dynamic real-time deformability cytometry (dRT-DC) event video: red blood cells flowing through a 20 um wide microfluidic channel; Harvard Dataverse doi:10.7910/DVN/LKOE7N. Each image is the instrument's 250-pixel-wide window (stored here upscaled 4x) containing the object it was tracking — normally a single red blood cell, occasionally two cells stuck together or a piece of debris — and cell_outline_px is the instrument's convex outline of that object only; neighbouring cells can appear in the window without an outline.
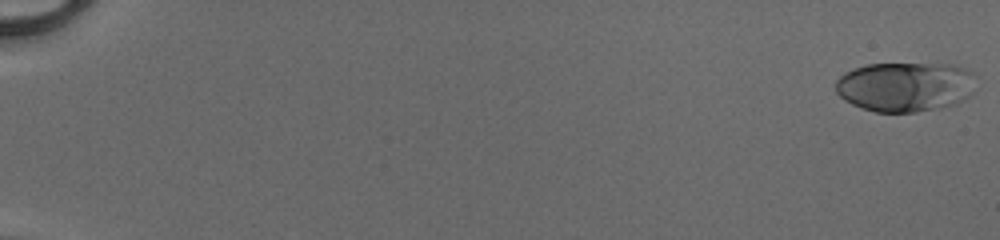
{"species": "human", "species_latin": "Homo sapiens", "temperature_condition": "cold", "stored_images_in_passage": 52, "camera_frame_rate_fps": 3000, "um_per_image_px": 0.085, "donor": {"sex": "male"}, "frame": {"image": 1, "passage_image": 1, "time_ms": 0.0, "image_size_px": [1000, 240], "cell_outline_px": [[980, 76], [972, 92], [964, 100], [956, 104], [916, 112], [876, 112], [860, 108], [844, 100], [836, 92], [836, 80], [844, 72], [852, 68], [868, 64], [956, 64], [968, 68]], "centroid_in_image_um": [77.0, 7.35], "position_along_channel_um": 8.0, "area_um2": 41.44}}
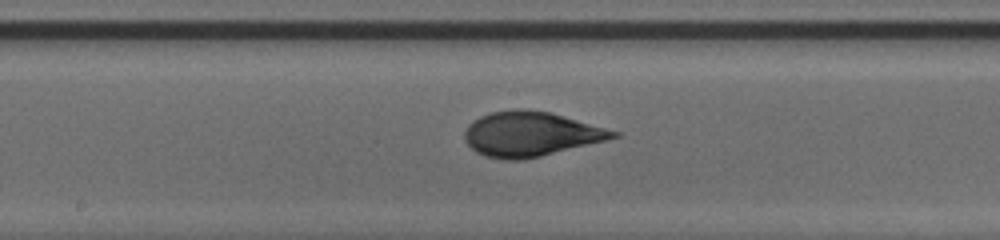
{"frame": {"image": 2, "passage_image": 30, "time_ms": 9.667, "image_size_px": [1000, 240], "cell_outline_px": [[620, 136], [524, 160], [504, 160], [484, 156], [476, 152], [464, 140], [464, 132], [468, 124], [472, 120], [488, 112], [512, 108], [528, 108], [552, 112], [620, 132]], "centroid_in_image_um": [45.05, 11.37], "position_along_channel_um": 203.2, "area_um2": 38.96}}
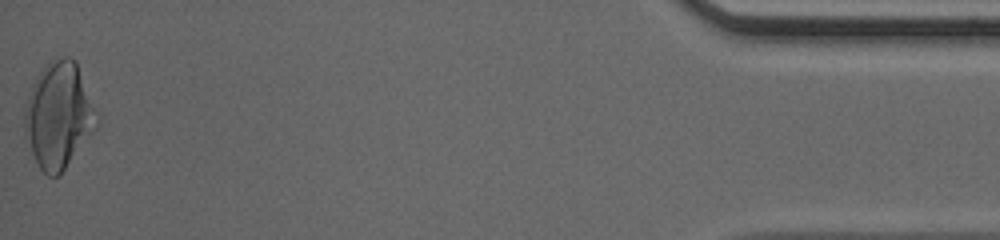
{"frame": {"image": 3, "passage_image": 52, "time_ms": 17.0, "image_size_px": [1000, 240], "cell_outline_px": [[100, 120], [96, 128], [60, 176], [48, 176], [40, 168], [24, 136], [24, 108], [32, 84], [36, 76], [44, 64], [64, 56], [68, 56], [76, 60], [100, 116]], "centroid_in_image_um": [5.01, 9.79], "position_along_channel_um": 430.2, "area_um2": 45.08}, "authors_computed_cell_mechanics": {"area_um2": 38.3503, "velocity_mm_per_s": 4.1768, "shape_relaxation_time_tau1_ms": 4.3297, "shape_relaxation_time_tau2_ms": null, "deformation_change_tau1": 0.1881, "deformation_change_tau2": null}}